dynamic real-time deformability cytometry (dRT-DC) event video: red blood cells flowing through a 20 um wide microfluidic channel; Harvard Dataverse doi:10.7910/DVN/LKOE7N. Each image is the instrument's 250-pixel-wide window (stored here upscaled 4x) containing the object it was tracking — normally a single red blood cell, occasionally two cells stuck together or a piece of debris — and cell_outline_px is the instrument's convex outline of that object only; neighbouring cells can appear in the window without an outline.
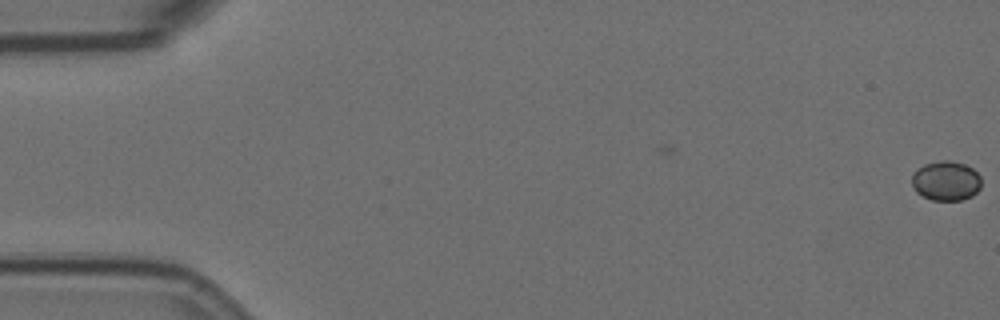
{"species": "Egyptian fruit bat (a non-hibernating species)", "species_latin": "Rousettus aegyptiacus", "temperature_condition": "room temperature", "stored_images_in_passage": 4, "camera_frame_rate_fps": 3000, "um_per_image_px": 0.085, "animal": {"sex": "female"}, "frame": {"image": 1, "passage_image": 4, "time_ms": 1.0, "image_size_px": [1000, 320], "cell_outline_px": [[980, 188], [972, 196], [960, 200], [932, 200], [916, 192], [912, 184], [912, 176], [924, 164], [940, 160], [952, 160], [964, 164], [972, 168], [980, 176]], "centroid_in_image_um": [80.42, 15.37], "position_along_channel_um": 4.6, "area_um2": 15.9}}